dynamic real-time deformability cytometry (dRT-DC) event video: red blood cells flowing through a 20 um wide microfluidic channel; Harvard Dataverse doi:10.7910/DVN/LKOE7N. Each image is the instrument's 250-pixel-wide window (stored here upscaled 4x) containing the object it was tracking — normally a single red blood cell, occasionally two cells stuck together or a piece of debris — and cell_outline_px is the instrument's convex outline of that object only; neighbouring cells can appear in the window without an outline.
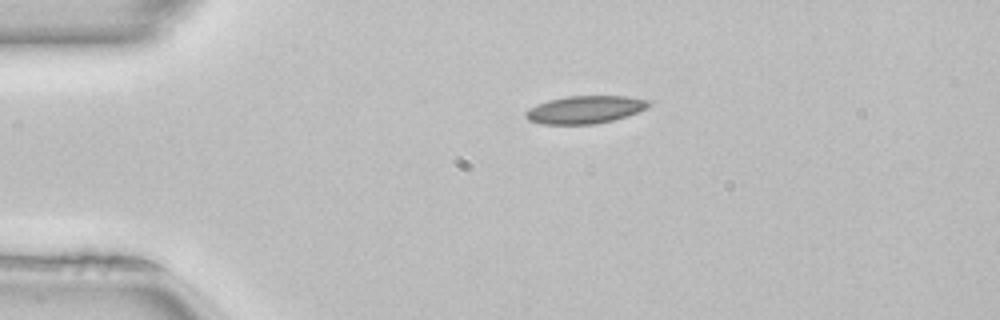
{"species": "common noctule bat (a hibernating species)", "species_latin": "Nyctalus noctula", "temperature_condition": "room temperature", "stored_images_in_passage": 41, "camera_frame_rate_fps": 3000, "um_per_image_px": 0.085, "animal": {"sex": "female", "body_mass_g": 22.7, "forearm_length_mm": 54.2}, "frame": {"image": 1, "passage_image": 1, "time_ms": 0.0, "image_size_px": [1000, 320], "cell_outline_px": [[652, 104], [648, 108], [628, 116], [596, 124], [544, 124], [528, 120], [524, 116], [524, 112], [536, 104], [548, 100], [568, 96], [628, 96], [648, 100]], "centroid_in_image_um": [49.74, 9.31], "position_along_channel_um": 35.3, "area_um2": 20.0}}